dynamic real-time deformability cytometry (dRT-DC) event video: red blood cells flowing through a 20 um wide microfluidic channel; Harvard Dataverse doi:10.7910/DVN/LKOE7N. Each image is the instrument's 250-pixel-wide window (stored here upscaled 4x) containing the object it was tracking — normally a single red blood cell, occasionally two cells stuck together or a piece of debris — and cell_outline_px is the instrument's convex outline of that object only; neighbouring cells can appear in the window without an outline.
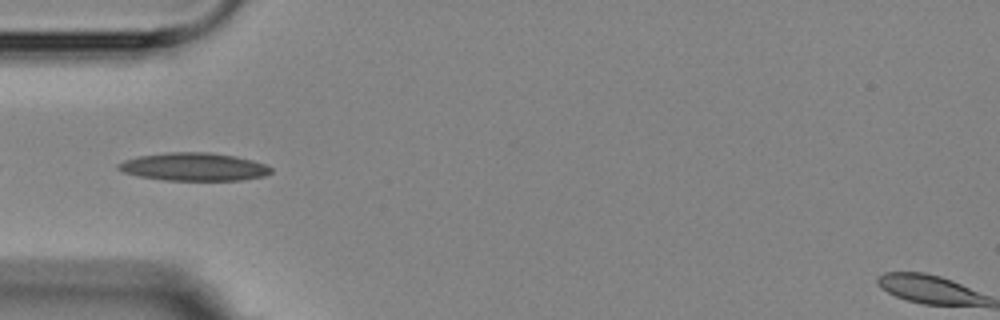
{"species": "Egyptian fruit bat (a non-hibernating species)", "species_latin": "Rousettus aegyptiacus", "temperature_condition": "room temperature", "stored_images_in_passage": 10, "camera_frame_rate_fps": 3000, "um_per_image_px": 0.085, "animal": {"sex": "female"}, "frame": {"image": 1, "passage_image": 5, "time_ms": 5.333, "image_size_px": [1000, 320], "cell_outline_px": [[272, 172], [264, 176], [240, 180], [164, 180], [140, 176], [124, 172], [116, 168], [116, 164], [124, 160], [140, 156], [168, 152], [208, 152], [236, 156], [252, 160], [264, 164], [272, 168]], "centroid_in_image_um": [16.47, 14.17], "position_along_channel_um": 68.5, "area_um2": 24.8}}
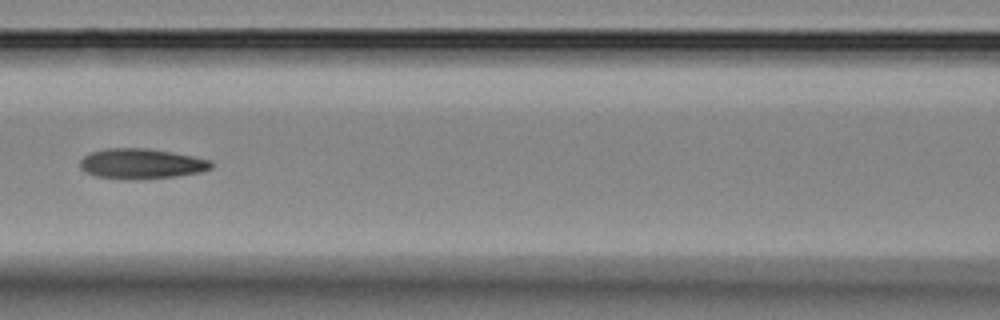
{"frame": {"image": 2, "passage_image": 7, "time_ms": 7.667, "image_size_px": [1000, 320], "cell_outline_px": [[212, 168], [200, 172], [176, 176], [132, 180], [96, 176], [84, 172], [80, 168], [80, 160], [84, 156], [92, 152], [108, 148], [148, 148], [172, 152], [212, 160]], "centroid_in_image_um": [12.01, 13.92], "position_along_channel_um": 154.6, "area_um2": 23.12}}
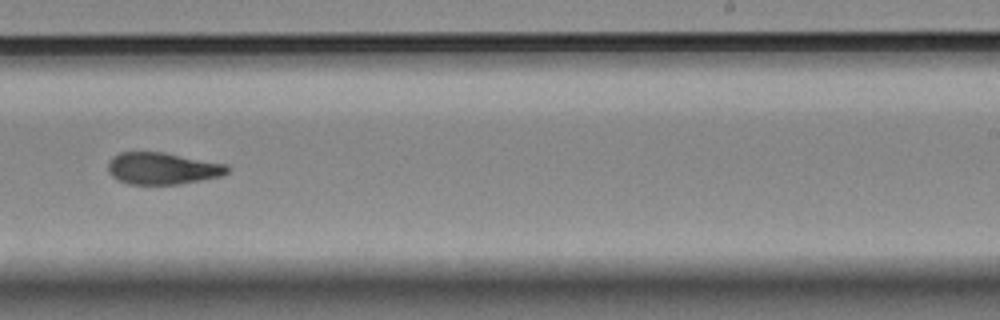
{"frame": {"image": 3, "passage_image": 10, "time_ms": 11.0, "image_size_px": [1000, 320], "cell_outline_px": [[228, 172], [220, 176], [180, 184], [128, 184], [112, 176], [108, 172], [108, 164], [112, 156], [120, 152], [164, 152], [224, 164], [228, 168]], "centroid_in_image_um": [13.76, 14.31], "position_along_channel_um": 275.2, "area_um2": 21.91}}